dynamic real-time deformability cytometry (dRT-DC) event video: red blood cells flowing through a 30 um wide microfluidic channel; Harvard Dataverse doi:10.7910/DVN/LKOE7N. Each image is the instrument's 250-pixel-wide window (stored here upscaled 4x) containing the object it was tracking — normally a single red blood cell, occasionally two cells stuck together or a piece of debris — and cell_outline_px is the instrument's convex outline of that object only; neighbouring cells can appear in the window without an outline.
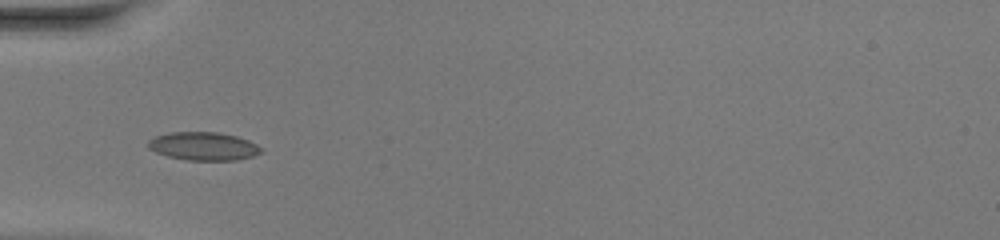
{"species": "common noctule bat (a hibernating species)", "species_latin": "Nyctalus noctula", "temperature_condition": "warm", "stored_images_in_passage": 34, "camera_frame_rate_fps": 3000, "um_per_image_px": 0.085, "animal": {"sex": "female", "body_mass_g": 20.0, "forearm_length_mm": 54.0}, "frame": {"image": 1, "passage_image": 2, "time_ms": 0.333, "image_size_px": [1000, 240], "cell_outline_px": [[264, 152], [252, 156], [236, 160], [188, 160], [168, 156], [156, 152], [148, 148], [148, 140], [156, 136], [168, 132], [216, 132], [236, 136], [248, 140], [264, 148]], "centroid_in_image_um": [17.32, 12.42], "position_along_channel_um": 67.7, "area_um2": 18.61}}
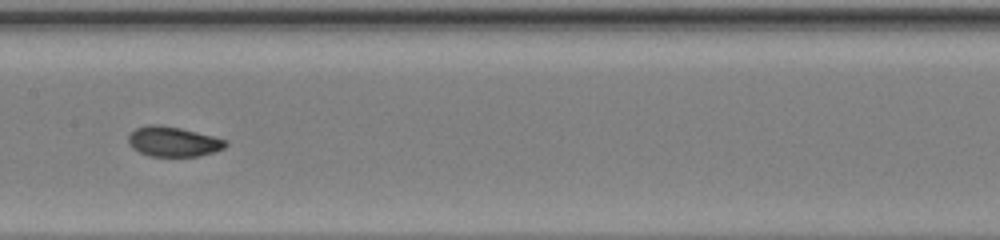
{"frame": {"image": 2, "passage_image": 11, "time_ms": 3.333, "image_size_px": [1000, 240], "cell_outline_px": [[228, 144], [224, 148], [200, 156], [148, 156], [132, 148], [128, 144], [128, 136], [136, 128], [148, 124], [160, 124], [180, 128], [228, 140]], "centroid_in_image_um": [14.71, 12.03], "position_along_channel_um": 192.7, "area_um2": 16.99}}
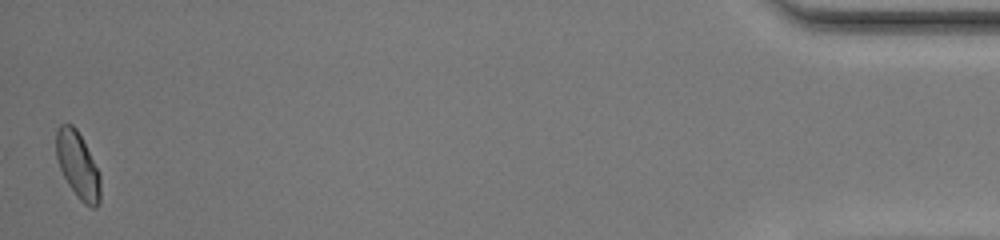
{"frame": {"image": 3, "passage_image": 34, "time_ms": 11.0, "image_size_px": [1000, 240], "cell_outline_px": [[100, 204], [96, 208], [92, 208], [84, 204], [80, 200], [68, 184], [60, 168], [56, 156], [56, 128], [60, 124], [72, 124], [76, 128], [100, 172]], "centroid_in_image_um": [6.62, 14.05], "position_along_channel_um": 428.6, "area_um2": 17.17}, "authors_computed_cell_mechanics": {"area_um2": 16.9932, "velocity_mm_per_s": 4.2086, "shape_relaxation_time_tau1_ms": null, "shape_relaxation_time_tau2_ms": 0.9151, "deformation_change_tau1": null, "deformation_change_tau2": 0.0394}}